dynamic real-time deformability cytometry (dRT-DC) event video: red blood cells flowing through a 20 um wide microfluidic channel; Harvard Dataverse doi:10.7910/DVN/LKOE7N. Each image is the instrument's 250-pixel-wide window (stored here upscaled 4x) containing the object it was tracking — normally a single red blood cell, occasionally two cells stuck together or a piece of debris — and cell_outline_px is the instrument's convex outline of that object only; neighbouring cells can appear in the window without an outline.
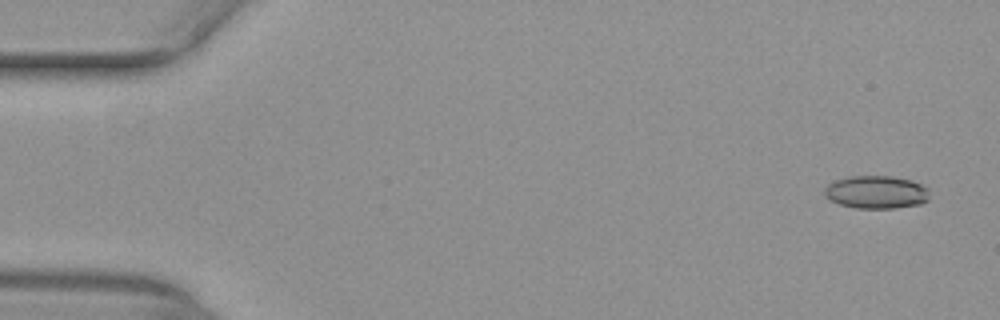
{"species": "common noctule bat (a hibernating species)", "species_latin": "Nyctalus noctula", "temperature_condition": "warm", "stored_images_in_passage": 36, "camera_frame_rate_fps": 3000, "um_per_image_px": 0.085, "animal": {"sex": "female", "body_mass_g": 29.2, "forearm_length_mm": 56.3}, "frame": {"image": 1, "passage_image": 1, "time_ms": 0.0, "image_size_px": [1000, 320], "cell_outline_px": [[928, 200], [920, 204], [896, 208], [856, 208], [840, 204], [824, 196], [824, 188], [828, 184], [836, 180], [848, 176], [892, 176], [912, 180], [928, 188]], "centroid_in_image_um": [74.48, 16.33], "position_along_channel_um": 10.5, "area_um2": 20.17}}
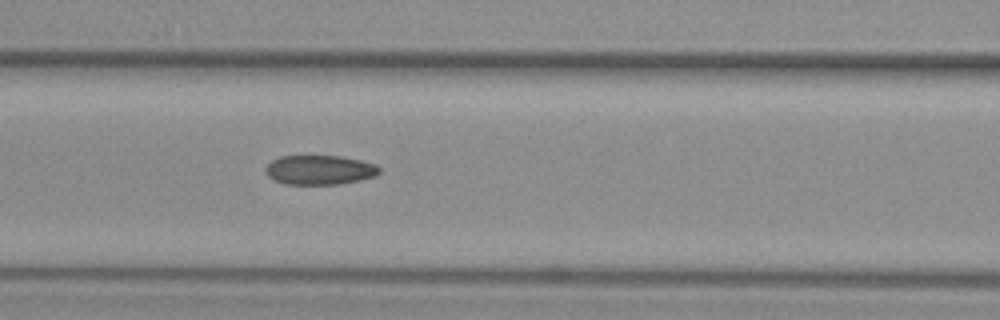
{"frame": {"image": 2, "passage_image": 21, "time_ms": 6.667, "image_size_px": [1000, 320], "cell_outline_px": [[380, 172], [376, 176], [360, 180], [336, 184], [284, 184], [268, 176], [264, 172], [264, 168], [272, 160], [280, 156], [340, 156], [360, 160], [376, 164], [380, 168]], "centroid_in_image_um": [27.16, 14.44], "position_along_channel_um": 139.4, "area_um2": 19.54}}
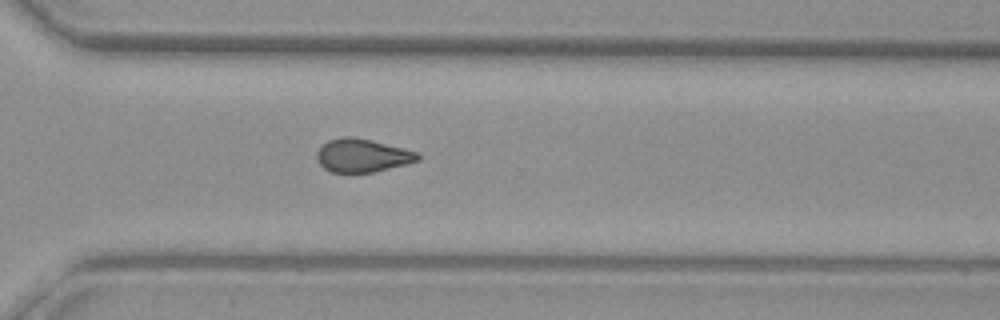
{"frame": {"image": 3, "passage_image": 36, "time_ms": 11.667, "image_size_px": [1000, 320], "cell_outline_px": [[420, 160], [408, 164], [372, 172], [332, 172], [324, 168], [316, 160], [316, 152], [328, 140], [344, 136], [352, 136], [372, 140], [404, 148], [416, 152], [420, 156]], "centroid_in_image_um": [30.8, 13.21], "position_along_channel_um": 339.8, "area_um2": 19.59}}